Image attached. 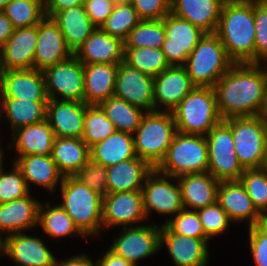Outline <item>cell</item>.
<instances>
[{"mask_svg": "<svg viewBox=\"0 0 267 266\" xmlns=\"http://www.w3.org/2000/svg\"><path fill=\"white\" fill-rule=\"evenodd\" d=\"M235 63L213 86L222 120L267 115V66Z\"/></svg>", "mask_w": 267, "mask_h": 266, "instance_id": "cell-1", "label": "cell"}, {"mask_svg": "<svg viewBox=\"0 0 267 266\" xmlns=\"http://www.w3.org/2000/svg\"><path fill=\"white\" fill-rule=\"evenodd\" d=\"M254 0H225L215 34L234 63H255Z\"/></svg>", "mask_w": 267, "mask_h": 266, "instance_id": "cell-2", "label": "cell"}, {"mask_svg": "<svg viewBox=\"0 0 267 266\" xmlns=\"http://www.w3.org/2000/svg\"><path fill=\"white\" fill-rule=\"evenodd\" d=\"M62 203L59 204L85 236L99 234L103 229V197L74 176H67L61 182ZM101 228V229H100Z\"/></svg>", "mask_w": 267, "mask_h": 266, "instance_id": "cell-3", "label": "cell"}, {"mask_svg": "<svg viewBox=\"0 0 267 266\" xmlns=\"http://www.w3.org/2000/svg\"><path fill=\"white\" fill-rule=\"evenodd\" d=\"M177 129L171 112L163 109L146 112L135 131L136 155L153 169L164 160Z\"/></svg>", "mask_w": 267, "mask_h": 266, "instance_id": "cell-4", "label": "cell"}, {"mask_svg": "<svg viewBox=\"0 0 267 266\" xmlns=\"http://www.w3.org/2000/svg\"><path fill=\"white\" fill-rule=\"evenodd\" d=\"M180 133L206 136L222 118L213 87H195L172 111Z\"/></svg>", "mask_w": 267, "mask_h": 266, "instance_id": "cell-5", "label": "cell"}, {"mask_svg": "<svg viewBox=\"0 0 267 266\" xmlns=\"http://www.w3.org/2000/svg\"><path fill=\"white\" fill-rule=\"evenodd\" d=\"M215 33H205L183 65L196 87H213L234 65Z\"/></svg>", "mask_w": 267, "mask_h": 266, "instance_id": "cell-6", "label": "cell"}, {"mask_svg": "<svg viewBox=\"0 0 267 266\" xmlns=\"http://www.w3.org/2000/svg\"><path fill=\"white\" fill-rule=\"evenodd\" d=\"M231 126L234 149L243 169L267 167V115L225 119Z\"/></svg>", "mask_w": 267, "mask_h": 266, "instance_id": "cell-7", "label": "cell"}, {"mask_svg": "<svg viewBox=\"0 0 267 266\" xmlns=\"http://www.w3.org/2000/svg\"><path fill=\"white\" fill-rule=\"evenodd\" d=\"M206 136L176 132L164 160L156 168L160 173L178 177L208 172Z\"/></svg>", "mask_w": 267, "mask_h": 266, "instance_id": "cell-8", "label": "cell"}, {"mask_svg": "<svg viewBox=\"0 0 267 266\" xmlns=\"http://www.w3.org/2000/svg\"><path fill=\"white\" fill-rule=\"evenodd\" d=\"M208 173L218 181L239 180L244 171L234 149L231 126L221 120L206 135Z\"/></svg>", "mask_w": 267, "mask_h": 266, "instance_id": "cell-9", "label": "cell"}, {"mask_svg": "<svg viewBox=\"0 0 267 266\" xmlns=\"http://www.w3.org/2000/svg\"><path fill=\"white\" fill-rule=\"evenodd\" d=\"M48 99L84 102V64L74 55L44 71Z\"/></svg>", "mask_w": 267, "mask_h": 266, "instance_id": "cell-10", "label": "cell"}, {"mask_svg": "<svg viewBox=\"0 0 267 266\" xmlns=\"http://www.w3.org/2000/svg\"><path fill=\"white\" fill-rule=\"evenodd\" d=\"M168 178L175 180L156 168L146 176L141 192L147 218L153 210L162 215L176 216L184 209L178 181L173 184Z\"/></svg>", "mask_w": 267, "mask_h": 266, "instance_id": "cell-11", "label": "cell"}, {"mask_svg": "<svg viewBox=\"0 0 267 266\" xmlns=\"http://www.w3.org/2000/svg\"><path fill=\"white\" fill-rule=\"evenodd\" d=\"M163 20L166 38L161 50L171 66L184 65L205 32L171 12Z\"/></svg>", "mask_w": 267, "mask_h": 266, "instance_id": "cell-12", "label": "cell"}, {"mask_svg": "<svg viewBox=\"0 0 267 266\" xmlns=\"http://www.w3.org/2000/svg\"><path fill=\"white\" fill-rule=\"evenodd\" d=\"M110 250L134 266L137 261L154 255L160 249V227L156 224L123 227ZM125 230V231H124ZM124 231V232H123Z\"/></svg>", "mask_w": 267, "mask_h": 266, "instance_id": "cell-13", "label": "cell"}, {"mask_svg": "<svg viewBox=\"0 0 267 266\" xmlns=\"http://www.w3.org/2000/svg\"><path fill=\"white\" fill-rule=\"evenodd\" d=\"M114 96L145 112L155 111L154 77L126 64H118Z\"/></svg>", "mask_w": 267, "mask_h": 266, "instance_id": "cell-14", "label": "cell"}, {"mask_svg": "<svg viewBox=\"0 0 267 266\" xmlns=\"http://www.w3.org/2000/svg\"><path fill=\"white\" fill-rule=\"evenodd\" d=\"M147 218L141 190L107 193L103 197L102 225L103 229L122 225L135 226Z\"/></svg>", "mask_w": 267, "mask_h": 266, "instance_id": "cell-15", "label": "cell"}, {"mask_svg": "<svg viewBox=\"0 0 267 266\" xmlns=\"http://www.w3.org/2000/svg\"><path fill=\"white\" fill-rule=\"evenodd\" d=\"M0 98L48 102L43 71L34 68L0 71Z\"/></svg>", "mask_w": 267, "mask_h": 266, "instance_id": "cell-16", "label": "cell"}, {"mask_svg": "<svg viewBox=\"0 0 267 266\" xmlns=\"http://www.w3.org/2000/svg\"><path fill=\"white\" fill-rule=\"evenodd\" d=\"M209 238H193L174 233L166 224L161 225L160 248L165 245L175 266L208 265Z\"/></svg>", "mask_w": 267, "mask_h": 266, "instance_id": "cell-17", "label": "cell"}, {"mask_svg": "<svg viewBox=\"0 0 267 266\" xmlns=\"http://www.w3.org/2000/svg\"><path fill=\"white\" fill-rule=\"evenodd\" d=\"M74 53L67 46L66 40L53 18L45 17L38 24V38L34 55V69L46 68L72 57Z\"/></svg>", "mask_w": 267, "mask_h": 266, "instance_id": "cell-18", "label": "cell"}, {"mask_svg": "<svg viewBox=\"0 0 267 266\" xmlns=\"http://www.w3.org/2000/svg\"><path fill=\"white\" fill-rule=\"evenodd\" d=\"M38 25L15 28L0 51V71L34 68Z\"/></svg>", "mask_w": 267, "mask_h": 266, "instance_id": "cell-19", "label": "cell"}, {"mask_svg": "<svg viewBox=\"0 0 267 266\" xmlns=\"http://www.w3.org/2000/svg\"><path fill=\"white\" fill-rule=\"evenodd\" d=\"M195 87L183 65L168 67L154 77L155 111L162 105L171 112Z\"/></svg>", "mask_w": 267, "mask_h": 266, "instance_id": "cell-20", "label": "cell"}, {"mask_svg": "<svg viewBox=\"0 0 267 266\" xmlns=\"http://www.w3.org/2000/svg\"><path fill=\"white\" fill-rule=\"evenodd\" d=\"M3 254L19 266H54L56 259L42 239L24 232L3 238Z\"/></svg>", "mask_w": 267, "mask_h": 266, "instance_id": "cell-21", "label": "cell"}, {"mask_svg": "<svg viewBox=\"0 0 267 266\" xmlns=\"http://www.w3.org/2000/svg\"><path fill=\"white\" fill-rule=\"evenodd\" d=\"M85 102L48 99L46 119L55 137L82 138Z\"/></svg>", "mask_w": 267, "mask_h": 266, "instance_id": "cell-22", "label": "cell"}, {"mask_svg": "<svg viewBox=\"0 0 267 266\" xmlns=\"http://www.w3.org/2000/svg\"><path fill=\"white\" fill-rule=\"evenodd\" d=\"M217 202L231 222L249 221V227L262 223V215L254 207L240 180L220 181Z\"/></svg>", "mask_w": 267, "mask_h": 266, "instance_id": "cell-23", "label": "cell"}, {"mask_svg": "<svg viewBox=\"0 0 267 266\" xmlns=\"http://www.w3.org/2000/svg\"><path fill=\"white\" fill-rule=\"evenodd\" d=\"M74 56L83 64H119L124 61V42L100 27L95 28Z\"/></svg>", "mask_w": 267, "mask_h": 266, "instance_id": "cell-24", "label": "cell"}, {"mask_svg": "<svg viewBox=\"0 0 267 266\" xmlns=\"http://www.w3.org/2000/svg\"><path fill=\"white\" fill-rule=\"evenodd\" d=\"M225 0H171L170 12L205 33H215Z\"/></svg>", "mask_w": 267, "mask_h": 266, "instance_id": "cell-25", "label": "cell"}, {"mask_svg": "<svg viewBox=\"0 0 267 266\" xmlns=\"http://www.w3.org/2000/svg\"><path fill=\"white\" fill-rule=\"evenodd\" d=\"M31 192L21 198L0 204V236L21 233L38 226L40 201L32 198Z\"/></svg>", "mask_w": 267, "mask_h": 266, "instance_id": "cell-26", "label": "cell"}, {"mask_svg": "<svg viewBox=\"0 0 267 266\" xmlns=\"http://www.w3.org/2000/svg\"><path fill=\"white\" fill-rule=\"evenodd\" d=\"M175 179L178 180L185 209L197 211L217 201L220 181L210 173L185 174Z\"/></svg>", "mask_w": 267, "mask_h": 266, "instance_id": "cell-27", "label": "cell"}, {"mask_svg": "<svg viewBox=\"0 0 267 266\" xmlns=\"http://www.w3.org/2000/svg\"><path fill=\"white\" fill-rule=\"evenodd\" d=\"M118 64H84V102L99 105L114 96Z\"/></svg>", "mask_w": 267, "mask_h": 266, "instance_id": "cell-28", "label": "cell"}, {"mask_svg": "<svg viewBox=\"0 0 267 266\" xmlns=\"http://www.w3.org/2000/svg\"><path fill=\"white\" fill-rule=\"evenodd\" d=\"M11 135L9 148L14 145L19 154L17 156L51 155L55 134L47 119L21 127Z\"/></svg>", "mask_w": 267, "mask_h": 266, "instance_id": "cell-29", "label": "cell"}, {"mask_svg": "<svg viewBox=\"0 0 267 266\" xmlns=\"http://www.w3.org/2000/svg\"><path fill=\"white\" fill-rule=\"evenodd\" d=\"M153 168L138 156L107 168V193L141 190Z\"/></svg>", "mask_w": 267, "mask_h": 266, "instance_id": "cell-30", "label": "cell"}, {"mask_svg": "<svg viewBox=\"0 0 267 266\" xmlns=\"http://www.w3.org/2000/svg\"><path fill=\"white\" fill-rule=\"evenodd\" d=\"M14 163L21 170L28 189L33 183L54 192L58 181H63L64 176L59 172L51 155L18 156Z\"/></svg>", "mask_w": 267, "mask_h": 266, "instance_id": "cell-31", "label": "cell"}, {"mask_svg": "<svg viewBox=\"0 0 267 266\" xmlns=\"http://www.w3.org/2000/svg\"><path fill=\"white\" fill-rule=\"evenodd\" d=\"M51 158L64 176H74L90 159V148L82 138L55 137Z\"/></svg>", "mask_w": 267, "mask_h": 266, "instance_id": "cell-32", "label": "cell"}, {"mask_svg": "<svg viewBox=\"0 0 267 266\" xmlns=\"http://www.w3.org/2000/svg\"><path fill=\"white\" fill-rule=\"evenodd\" d=\"M52 18L59 25L67 46L73 53L96 28L89 19L83 5L61 10Z\"/></svg>", "mask_w": 267, "mask_h": 266, "instance_id": "cell-33", "label": "cell"}, {"mask_svg": "<svg viewBox=\"0 0 267 266\" xmlns=\"http://www.w3.org/2000/svg\"><path fill=\"white\" fill-rule=\"evenodd\" d=\"M135 157L134 137L126 132L115 131L90 148V158L107 168Z\"/></svg>", "mask_w": 267, "mask_h": 266, "instance_id": "cell-34", "label": "cell"}, {"mask_svg": "<svg viewBox=\"0 0 267 266\" xmlns=\"http://www.w3.org/2000/svg\"><path fill=\"white\" fill-rule=\"evenodd\" d=\"M47 102H33L17 98H0V117L5 114L12 133L27 125L46 119Z\"/></svg>", "mask_w": 267, "mask_h": 266, "instance_id": "cell-35", "label": "cell"}, {"mask_svg": "<svg viewBox=\"0 0 267 266\" xmlns=\"http://www.w3.org/2000/svg\"><path fill=\"white\" fill-rule=\"evenodd\" d=\"M106 117L112 122L116 131L134 135L145 113L143 109L133 106L127 101L111 96L98 105Z\"/></svg>", "mask_w": 267, "mask_h": 266, "instance_id": "cell-36", "label": "cell"}, {"mask_svg": "<svg viewBox=\"0 0 267 266\" xmlns=\"http://www.w3.org/2000/svg\"><path fill=\"white\" fill-rule=\"evenodd\" d=\"M38 224L43 228L45 234L52 238L66 237L68 235H82L85 237L59 204L51 207L50 203H46L45 206L40 203Z\"/></svg>", "mask_w": 267, "mask_h": 266, "instance_id": "cell-37", "label": "cell"}, {"mask_svg": "<svg viewBox=\"0 0 267 266\" xmlns=\"http://www.w3.org/2000/svg\"><path fill=\"white\" fill-rule=\"evenodd\" d=\"M124 62L142 73L155 77L171 65L161 48H124Z\"/></svg>", "mask_w": 267, "mask_h": 266, "instance_id": "cell-38", "label": "cell"}, {"mask_svg": "<svg viewBox=\"0 0 267 266\" xmlns=\"http://www.w3.org/2000/svg\"><path fill=\"white\" fill-rule=\"evenodd\" d=\"M166 38L164 20H141L129 33L124 48H161Z\"/></svg>", "mask_w": 267, "mask_h": 266, "instance_id": "cell-39", "label": "cell"}, {"mask_svg": "<svg viewBox=\"0 0 267 266\" xmlns=\"http://www.w3.org/2000/svg\"><path fill=\"white\" fill-rule=\"evenodd\" d=\"M1 11L14 28L36 26L46 17L40 0H11Z\"/></svg>", "mask_w": 267, "mask_h": 266, "instance_id": "cell-40", "label": "cell"}, {"mask_svg": "<svg viewBox=\"0 0 267 266\" xmlns=\"http://www.w3.org/2000/svg\"><path fill=\"white\" fill-rule=\"evenodd\" d=\"M82 140L91 148L112 135L116 129L98 105H88L84 116Z\"/></svg>", "mask_w": 267, "mask_h": 266, "instance_id": "cell-41", "label": "cell"}, {"mask_svg": "<svg viewBox=\"0 0 267 266\" xmlns=\"http://www.w3.org/2000/svg\"><path fill=\"white\" fill-rule=\"evenodd\" d=\"M141 21L132 4H115L112 13L101 28L111 36L126 39L128 33Z\"/></svg>", "mask_w": 267, "mask_h": 266, "instance_id": "cell-42", "label": "cell"}, {"mask_svg": "<svg viewBox=\"0 0 267 266\" xmlns=\"http://www.w3.org/2000/svg\"><path fill=\"white\" fill-rule=\"evenodd\" d=\"M239 180L251 198L254 207L263 216L267 211V167L244 169Z\"/></svg>", "mask_w": 267, "mask_h": 266, "instance_id": "cell-43", "label": "cell"}, {"mask_svg": "<svg viewBox=\"0 0 267 266\" xmlns=\"http://www.w3.org/2000/svg\"><path fill=\"white\" fill-rule=\"evenodd\" d=\"M13 165L12 170L6 173L0 160V204L21 199L30 193L21 170L15 163Z\"/></svg>", "mask_w": 267, "mask_h": 266, "instance_id": "cell-44", "label": "cell"}, {"mask_svg": "<svg viewBox=\"0 0 267 266\" xmlns=\"http://www.w3.org/2000/svg\"><path fill=\"white\" fill-rule=\"evenodd\" d=\"M197 214L201 221L203 231L209 239L224 233L229 227V223H231L227 213L217 201L197 210Z\"/></svg>", "mask_w": 267, "mask_h": 266, "instance_id": "cell-45", "label": "cell"}, {"mask_svg": "<svg viewBox=\"0 0 267 266\" xmlns=\"http://www.w3.org/2000/svg\"><path fill=\"white\" fill-rule=\"evenodd\" d=\"M174 233L193 238H208L202 228L201 221L195 210L183 209L174 218L166 219L165 223Z\"/></svg>", "mask_w": 267, "mask_h": 266, "instance_id": "cell-46", "label": "cell"}, {"mask_svg": "<svg viewBox=\"0 0 267 266\" xmlns=\"http://www.w3.org/2000/svg\"><path fill=\"white\" fill-rule=\"evenodd\" d=\"M81 183L90 187L94 192L102 197L107 194V167L103 166L91 158L74 175Z\"/></svg>", "mask_w": 267, "mask_h": 266, "instance_id": "cell-47", "label": "cell"}, {"mask_svg": "<svg viewBox=\"0 0 267 266\" xmlns=\"http://www.w3.org/2000/svg\"><path fill=\"white\" fill-rule=\"evenodd\" d=\"M254 20L255 63H267V5L262 0H254Z\"/></svg>", "mask_w": 267, "mask_h": 266, "instance_id": "cell-48", "label": "cell"}, {"mask_svg": "<svg viewBox=\"0 0 267 266\" xmlns=\"http://www.w3.org/2000/svg\"><path fill=\"white\" fill-rule=\"evenodd\" d=\"M251 255L255 266H267V226L263 223L249 227Z\"/></svg>", "mask_w": 267, "mask_h": 266, "instance_id": "cell-49", "label": "cell"}, {"mask_svg": "<svg viewBox=\"0 0 267 266\" xmlns=\"http://www.w3.org/2000/svg\"><path fill=\"white\" fill-rule=\"evenodd\" d=\"M171 0H134L132 5L141 20H160L170 13Z\"/></svg>", "mask_w": 267, "mask_h": 266, "instance_id": "cell-50", "label": "cell"}, {"mask_svg": "<svg viewBox=\"0 0 267 266\" xmlns=\"http://www.w3.org/2000/svg\"><path fill=\"white\" fill-rule=\"evenodd\" d=\"M115 2L112 0H84V9L96 28L106 22L108 16L112 13Z\"/></svg>", "mask_w": 267, "mask_h": 266, "instance_id": "cell-51", "label": "cell"}, {"mask_svg": "<svg viewBox=\"0 0 267 266\" xmlns=\"http://www.w3.org/2000/svg\"><path fill=\"white\" fill-rule=\"evenodd\" d=\"M84 0H46L44 12L46 17L52 18L57 12L70 7L83 5Z\"/></svg>", "mask_w": 267, "mask_h": 266, "instance_id": "cell-52", "label": "cell"}, {"mask_svg": "<svg viewBox=\"0 0 267 266\" xmlns=\"http://www.w3.org/2000/svg\"><path fill=\"white\" fill-rule=\"evenodd\" d=\"M96 266H134L121 256H118L110 249L103 255V257L96 260Z\"/></svg>", "mask_w": 267, "mask_h": 266, "instance_id": "cell-53", "label": "cell"}, {"mask_svg": "<svg viewBox=\"0 0 267 266\" xmlns=\"http://www.w3.org/2000/svg\"><path fill=\"white\" fill-rule=\"evenodd\" d=\"M14 29L10 19L0 11V51L2 50L4 43L13 34Z\"/></svg>", "mask_w": 267, "mask_h": 266, "instance_id": "cell-54", "label": "cell"}, {"mask_svg": "<svg viewBox=\"0 0 267 266\" xmlns=\"http://www.w3.org/2000/svg\"><path fill=\"white\" fill-rule=\"evenodd\" d=\"M54 266H96V263H93L90 257L88 258L87 255L81 254L60 262L55 259Z\"/></svg>", "mask_w": 267, "mask_h": 266, "instance_id": "cell-55", "label": "cell"}, {"mask_svg": "<svg viewBox=\"0 0 267 266\" xmlns=\"http://www.w3.org/2000/svg\"><path fill=\"white\" fill-rule=\"evenodd\" d=\"M115 2V4H122V3H127V4H132L134 0H112Z\"/></svg>", "mask_w": 267, "mask_h": 266, "instance_id": "cell-56", "label": "cell"}, {"mask_svg": "<svg viewBox=\"0 0 267 266\" xmlns=\"http://www.w3.org/2000/svg\"><path fill=\"white\" fill-rule=\"evenodd\" d=\"M11 0H0V11L10 2Z\"/></svg>", "mask_w": 267, "mask_h": 266, "instance_id": "cell-57", "label": "cell"}, {"mask_svg": "<svg viewBox=\"0 0 267 266\" xmlns=\"http://www.w3.org/2000/svg\"><path fill=\"white\" fill-rule=\"evenodd\" d=\"M262 223L265 224L267 226V211L264 213V215L262 216Z\"/></svg>", "mask_w": 267, "mask_h": 266, "instance_id": "cell-58", "label": "cell"}, {"mask_svg": "<svg viewBox=\"0 0 267 266\" xmlns=\"http://www.w3.org/2000/svg\"><path fill=\"white\" fill-rule=\"evenodd\" d=\"M0 255H3V238L0 236Z\"/></svg>", "mask_w": 267, "mask_h": 266, "instance_id": "cell-59", "label": "cell"}, {"mask_svg": "<svg viewBox=\"0 0 267 266\" xmlns=\"http://www.w3.org/2000/svg\"><path fill=\"white\" fill-rule=\"evenodd\" d=\"M0 120H1V118H0ZM3 152L4 151L1 150V146H0V158H3V154H4Z\"/></svg>", "mask_w": 267, "mask_h": 266, "instance_id": "cell-60", "label": "cell"}, {"mask_svg": "<svg viewBox=\"0 0 267 266\" xmlns=\"http://www.w3.org/2000/svg\"><path fill=\"white\" fill-rule=\"evenodd\" d=\"M266 161H267V135H266Z\"/></svg>", "mask_w": 267, "mask_h": 266, "instance_id": "cell-61", "label": "cell"}]
</instances>
